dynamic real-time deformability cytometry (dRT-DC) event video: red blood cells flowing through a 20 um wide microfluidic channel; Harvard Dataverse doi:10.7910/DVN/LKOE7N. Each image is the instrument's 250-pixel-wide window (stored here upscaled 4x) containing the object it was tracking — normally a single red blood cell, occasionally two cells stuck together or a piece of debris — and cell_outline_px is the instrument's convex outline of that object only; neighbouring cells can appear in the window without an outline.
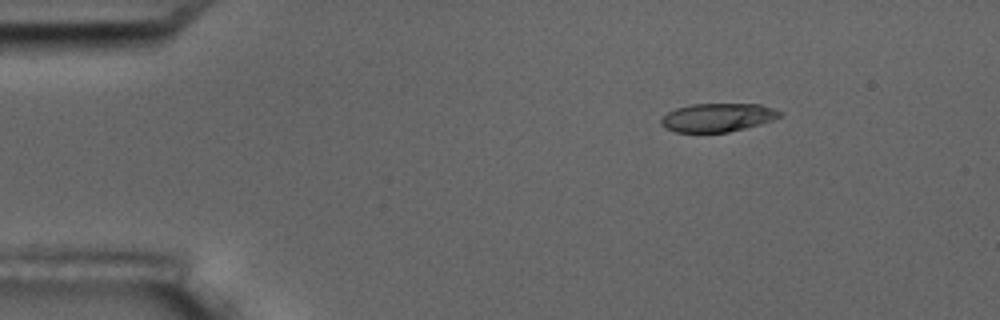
{"species": "common noctule bat (a hibernating species)", "species_latin": "Nyctalus noctula", "temperature_condition": "room temperature", "stored_images_in_passage": 4, "camera_frame_rate_fps": 3000, "um_per_image_px": 0.085, "animal": {"sex": "male", "body_mass_g": 17.5, "forearm_length_mm": 52.3}, "frame": {"image": 1, "passage_image": 2, "time_ms": 2.333, "image_size_px": [1000, 320], "cell_outline_px": [[784, 116], [760, 124], [728, 132], [676, 132], [664, 128], [660, 124], [660, 120], [668, 112], [676, 108], [692, 104], [760, 104], [784, 112]], "centroid_in_image_um": [61.02, 9.98], "position_along_channel_um": 24.0, "area_um2": 19.77}}